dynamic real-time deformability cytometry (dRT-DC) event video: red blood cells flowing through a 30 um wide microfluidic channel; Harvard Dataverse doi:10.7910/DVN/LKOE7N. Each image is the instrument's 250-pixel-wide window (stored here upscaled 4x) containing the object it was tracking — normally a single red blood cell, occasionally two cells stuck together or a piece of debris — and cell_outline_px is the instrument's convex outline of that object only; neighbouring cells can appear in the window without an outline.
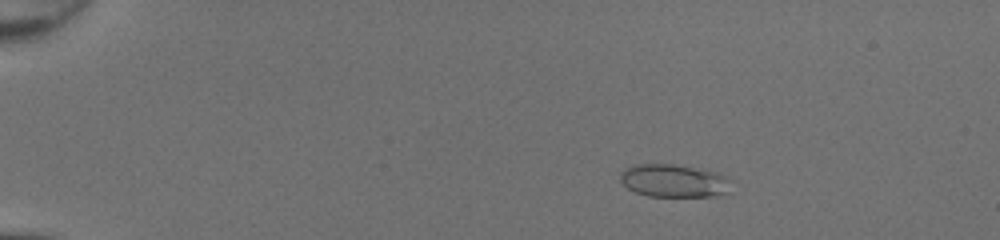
{"species": "common noctule bat (a hibernating species)", "species_latin": "Nyctalus noctula", "temperature_condition": "room temperature", "stored_images_in_passage": 51, "camera_frame_rate_fps": 3000, "um_per_image_px": 0.085, "animal": {"sex": "female", "body_mass_g": 20.0, "forearm_length_mm": 54.0}, "frame": {"image": 1, "passage_image": 10, "time_ms": 3.0, "image_size_px": [1000, 240], "cell_outline_px": [[732, 180], [728, 192], [720, 196], [648, 196], [636, 192], [628, 188], [620, 180], [620, 172], [624, 168], [636, 164], [672, 164], [716, 172], [728, 176]], "centroid_in_image_um": [57.3, 15.36], "position_along_channel_um": 27.7, "area_um2": 21.39}}
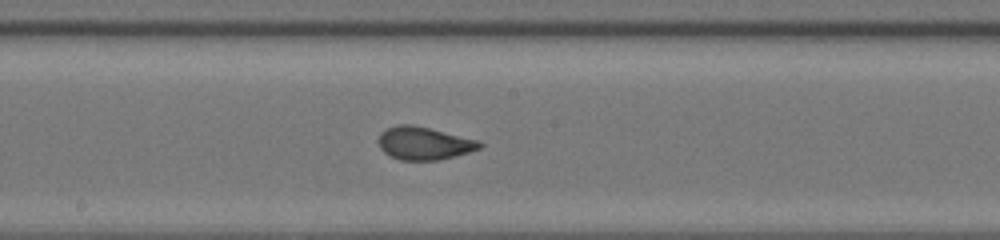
{"frame": {"image": 2, "passage_image": 30, "time_ms": 9.667, "image_size_px": [1000, 240], "cell_outline_px": [[484, 144], [480, 148], [468, 152], [440, 160], [400, 160], [384, 152], [380, 148], [380, 132], [396, 124], [412, 124], [480, 140]], "centroid_in_image_um": [36.07, 12.17], "position_along_channel_um": 212.1, "area_um2": 19.31}}
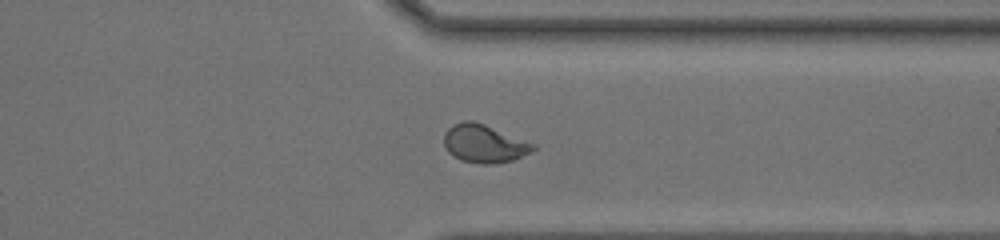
{"frame": {"image": 3, "passage_image": 41, "time_ms": 13.333, "image_size_px": [1000, 240], "cell_outline_px": [[536, 148], [512, 160], [492, 164], [480, 164], [460, 160], [452, 156], [448, 152], [444, 144], [444, 132], [452, 124], [464, 120], [472, 120], [484, 124], [536, 144]], "centroid_in_image_um": [41.1, 12.2], "position_along_channel_um": 370.3, "area_um2": 19.77}, "authors_computed_cell_mechanics": {"area_um2": 20.2878, "velocity_mm_per_s": 4.3233, "shape_relaxation_time_tau1_ms": 7.0066, "shape_relaxation_time_tau2_ms": null, "deformation_change_tau1": 0.222, "deformation_change_tau2": null}}